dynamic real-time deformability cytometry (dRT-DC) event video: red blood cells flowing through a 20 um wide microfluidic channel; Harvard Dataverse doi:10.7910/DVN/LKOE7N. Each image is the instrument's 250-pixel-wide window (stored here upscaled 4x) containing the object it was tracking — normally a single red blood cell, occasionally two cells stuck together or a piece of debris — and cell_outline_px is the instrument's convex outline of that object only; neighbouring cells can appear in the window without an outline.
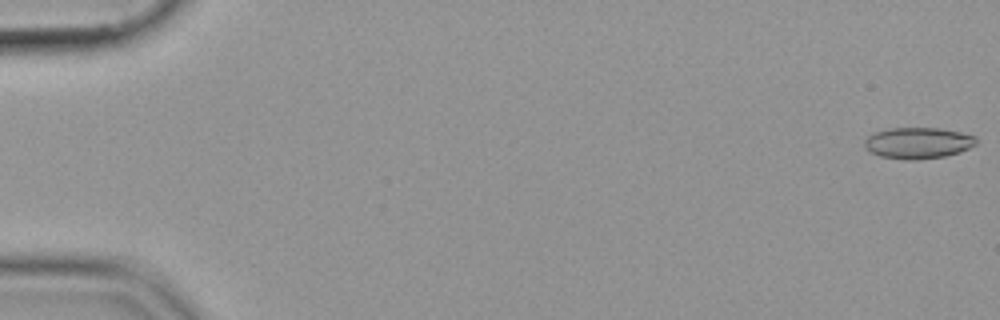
{"species": "common noctule bat (a hibernating species)", "species_latin": "Nyctalus noctula", "temperature_condition": "cold", "stored_images_in_passage": 55, "camera_frame_rate_fps": 3000, "um_per_image_px": 0.085, "animal": {"sex": "female", "body_mass_g": 19.9}, "frame": {"image": 1, "passage_image": 1, "time_ms": 0.0, "image_size_px": [1000, 320], "cell_outline_px": [[976, 144], [960, 152], [944, 156], [916, 160], [904, 160], [880, 156], [868, 152], [864, 148], [864, 140], [872, 132], [888, 128], [940, 128], [960, 132], [976, 136]], "centroid_in_image_um": [77.97, 12.15], "position_along_channel_um": 7.0, "area_um2": 20.58}}
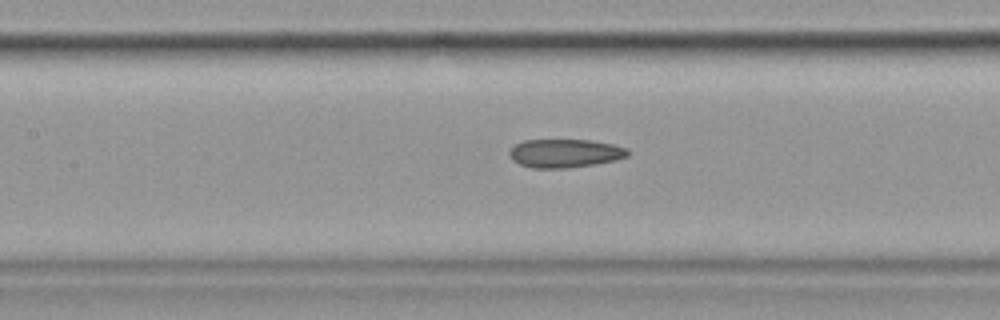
{"frame": {"image": 2, "passage_image": 26, "time_ms": 8.333, "image_size_px": [1000, 320], "cell_outline_px": [[628, 156], [616, 160], [596, 164], [568, 168], [532, 168], [520, 164], [512, 160], [508, 152], [516, 144], [524, 140], [592, 140], [612, 144], [628, 148]], "centroid_in_image_um": [48.03, 13.03], "position_along_channel_um": 159.4, "area_um2": 19.71}}
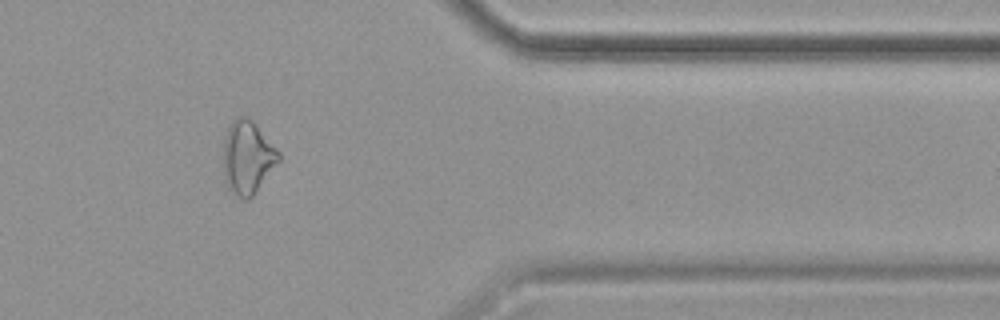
{"frame": {"image": 3, "passage_image": 46, "time_ms": 15.0, "image_size_px": [1000, 320], "cell_outline_px": [[280, 160], [252, 196], [248, 200], [244, 200], [228, 188], [224, 180], [224, 136], [232, 120], [236, 116], [248, 116], [256, 124], [280, 152]], "centroid_in_image_um": [21.03, 13.35], "position_along_channel_um": 390.4, "area_um2": 23.52}}